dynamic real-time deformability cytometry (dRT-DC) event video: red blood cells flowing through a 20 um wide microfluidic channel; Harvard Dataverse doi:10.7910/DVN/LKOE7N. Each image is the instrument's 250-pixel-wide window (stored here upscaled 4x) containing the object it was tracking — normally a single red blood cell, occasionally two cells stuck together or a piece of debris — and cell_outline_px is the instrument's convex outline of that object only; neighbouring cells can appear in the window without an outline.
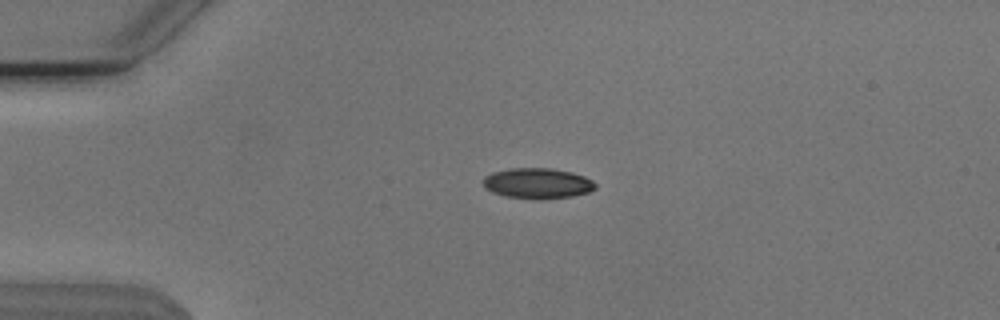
{"species": "Egyptian fruit bat (a non-hibernating species)", "species_latin": "Rousettus aegyptiacus", "temperature_condition": "cold", "stored_images_in_passage": 41, "camera_frame_rate_fps": 3000, "um_per_image_px": 0.085, "animal": {"sex": "male"}, "frame": {"image": 1, "passage_image": 12, "time_ms": 3.667, "image_size_px": [1000, 320], "cell_outline_px": [[596, 188], [588, 192], [572, 196], [504, 196], [492, 192], [484, 188], [484, 176], [492, 172], [508, 168], [552, 168], [572, 172], [584, 176], [592, 180], [596, 184]], "centroid_in_image_um": [45.67, 15.52], "position_along_channel_um": 39.3, "area_um2": 19.19}}
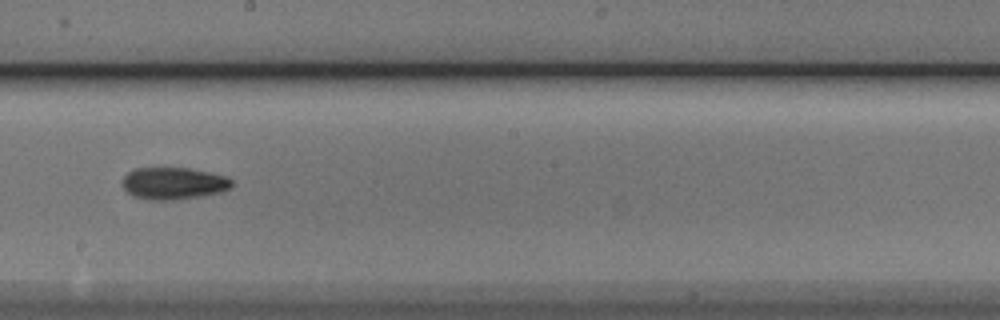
{"frame": {"image": 2, "passage_image": 30, "time_ms": 9.667, "image_size_px": [1000, 320], "cell_outline_px": [[232, 188], [220, 192], [204, 196], [176, 200], [148, 200], [132, 196], [124, 188], [124, 176], [128, 172], [136, 168], [188, 168], [228, 176], [232, 180]], "centroid_in_image_um": [14.79, 15.6], "position_along_channel_um": 233.4, "area_um2": 20.58}}
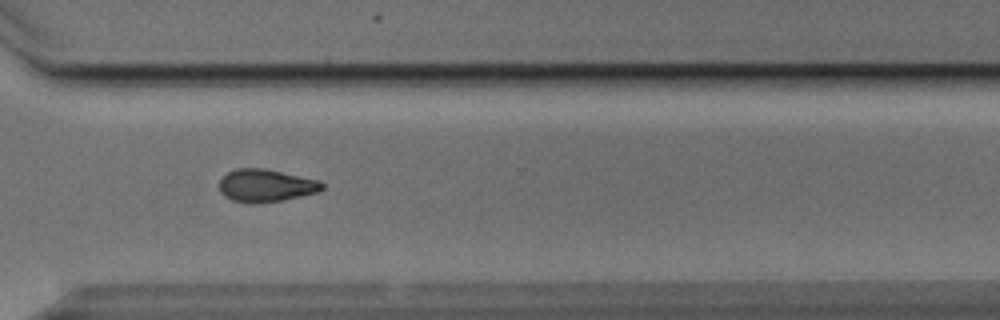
{"frame": {"image": 3, "passage_image": 39, "time_ms": 12.667, "image_size_px": [1000, 320], "cell_outline_px": [[324, 188], [320, 192], [284, 200], [256, 204], [252, 204], [232, 200], [224, 196], [220, 192], [220, 180], [228, 172], [236, 168], [264, 168], [320, 180], [324, 184]], "centroid_in_image_um": [22.63, 15.78], "position_along_channel_um": 348.0, "area_um2": 19.83}, "authors_computed_cell_mechanics": {"area_um2": 19.652, "velocity_mm_per_s": 3.817, "shape_relaxation_time_tau1_ms": 5.7727, "shape_relaxation_time_tau2_ms": null, "deformation_change_tau1": 0.1289, "deformation_change_tau2": null}}